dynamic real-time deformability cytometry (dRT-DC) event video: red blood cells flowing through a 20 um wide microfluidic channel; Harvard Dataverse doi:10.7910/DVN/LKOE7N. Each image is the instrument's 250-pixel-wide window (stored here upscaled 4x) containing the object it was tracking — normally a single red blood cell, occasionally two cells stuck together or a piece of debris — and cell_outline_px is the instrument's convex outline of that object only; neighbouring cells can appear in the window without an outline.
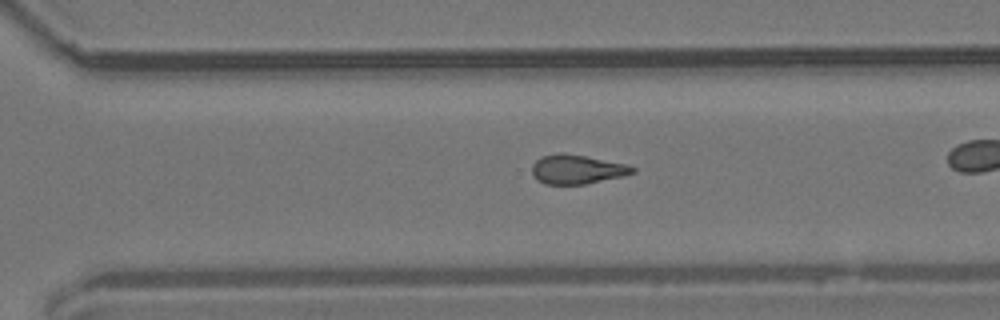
{"species": "common noctule bat (a hibernating species)", "species_latin": "Nyctalus noctula", "temperature_condition": "room temperature", "stored_images_in_passage": 39, "camera_frame_rate_fps": 3000, "um_per_image_px": 0.085, "animal": {"sex": "male", "body_mass_g": 19.2, "forearm_length_mm": 51.8}, "frame": {"image": 1, "passage_image": 34, "time_ms": 11.0, "image_size_px": [1000, 320], "cell_outline_px": [[636, 172], [624, 176], [584, 184], [544, 184], [536, 180], [532, 172], [532, 164], [536, 160], [544, 156], [556, 152], [564, 152], [628, 164], [636, 168]], "centroid_in_image_um": [49.05, 14.39], "position_along_channel_um": 321.5, "area_um2": 17.28}}